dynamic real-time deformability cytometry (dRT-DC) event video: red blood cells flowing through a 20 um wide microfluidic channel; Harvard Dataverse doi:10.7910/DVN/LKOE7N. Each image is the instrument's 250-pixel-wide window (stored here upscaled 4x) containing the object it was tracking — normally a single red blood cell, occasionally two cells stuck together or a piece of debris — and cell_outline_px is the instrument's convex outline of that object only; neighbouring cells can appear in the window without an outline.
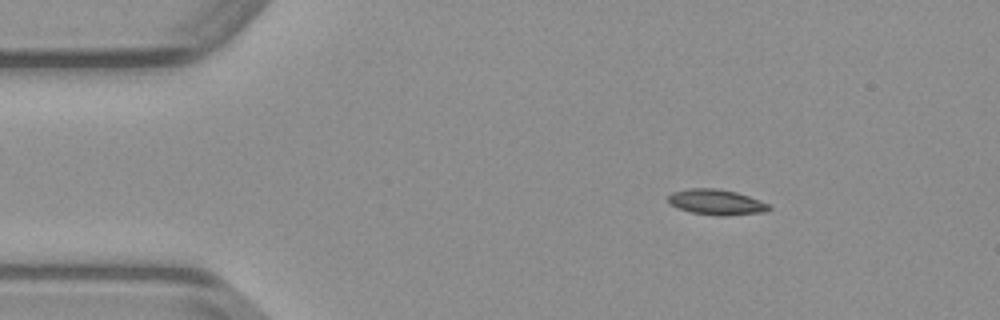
{"species": "common noctule bat (a hibernating species)", "species_latin": "Nyctalus noctula", "temperature_condition": "warm", "stored_images_in_passage": 43, "camera_frame_rate_fps": 3000, "um_per_image_px": 0.085, "animal": {"sex": "male", "body_mass_g": 23.1, "forearm_length_mm": 52.7}, "frame": {"image": 1, "passage_image": 1, "time_ms": 0.0, "image_size_px": [1000, 320], "cell_outline_px": [[772, 208], [764, 212], [728, 216], [716, 216], [692, 212], [668, 204], [668, 196], [672, 192], [688, 188], [716, 188], [736, 192], [760, 200], [768, 204]], "centroid_in_image_um": [60.88, 17.18], "position_along_channel_um": 24.1, "area_um2": 15.03}}
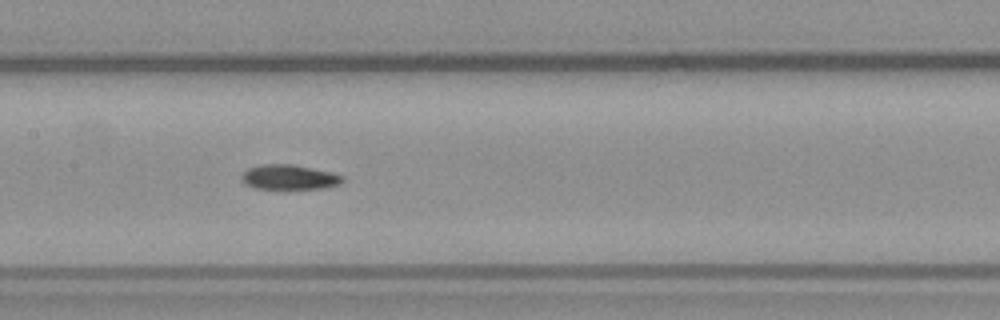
{"frame": {"image": 2, "passage_image": 17, "time_ms": 5.333, "image_size_px": [1000, 320], "cell_outline_px": [[344, 180], [340, 184], [324, 188], [256, 188], [244, 184], [240, 176], [248, 168], [260, 164], [292, 164], [332, 172], [344, 176]], "centroid_in_image_um": [24.58, 15.05], "position_along_channel_um": 182.8, "area_um2": 14.57}}
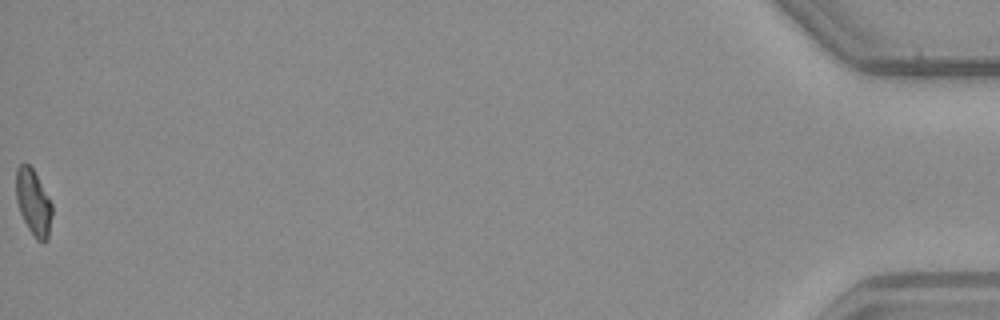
{"frame": {"image": 3, "passage_image": 43, "time_ms": 14.0, "image_size_px": [1000, 320], "cell_outline_px": [[52, 216], [48, 240], [44, 244], [36, 240], [28, 228], [20, 212], [16, 200], [16, 168], [24, 160], [32, 168], [52, 204]], "centroid_in_image_um": [2.83, 17.23], "position_along_channel_um": 432.4, "area_um2": 13.93}}